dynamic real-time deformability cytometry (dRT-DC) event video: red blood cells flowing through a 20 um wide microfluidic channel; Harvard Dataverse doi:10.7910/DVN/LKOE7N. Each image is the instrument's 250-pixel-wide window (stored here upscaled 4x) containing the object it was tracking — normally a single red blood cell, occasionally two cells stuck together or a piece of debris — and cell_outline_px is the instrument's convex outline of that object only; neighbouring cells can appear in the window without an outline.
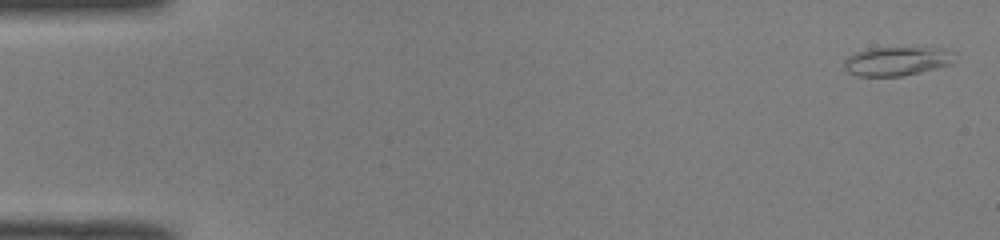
{"species": "common noctule bat (a hibernating species)", "species_latin": "Nyctalus noctula", "temperature_condition": "room temperature", "stored_images_in_passage": 50, "camera_frame_rate_fps": 3000, "um_per_image_px": 0.085, "animal": {"sex": "male", "body_mass_g": 19.0, "forearm_length_mm": 50.8}, "frame": {"image": 1, "passage_image": 2, "time_ms": 0.333, "image_size_px": [1000, 240], "cell_outline_px": [[956, 52], [952, 64], [900, 76], [856, 76], [848, 72], [844, 68], [844, 60], [848, 56], [856, 52], [868, 48], [944, 48]], "centroid_in_image_um": [76.22, 5.19], "position_along_channel_um": 8.8, "area_um2": 18.61}}
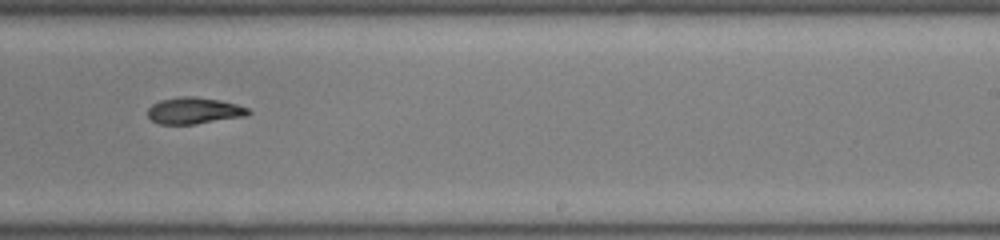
{"frame": {"image": 2, "passage_image": 32, "time_ms": 10.333, "image_size_px": [1000, 240], "cell_outline_px": [[252, 112], [248, 116], [192, 124], [160, 124], [152, 120], [148, 116], [148, 108], [152, 104], [160, 100], [180, 96], [192, 96], [220, 100], [236, 104], [248, 108]], "centroid_in_image_um": [16.51, 9.4], "position_along_channel_um": 272.5, "area_um2": 15.55}}
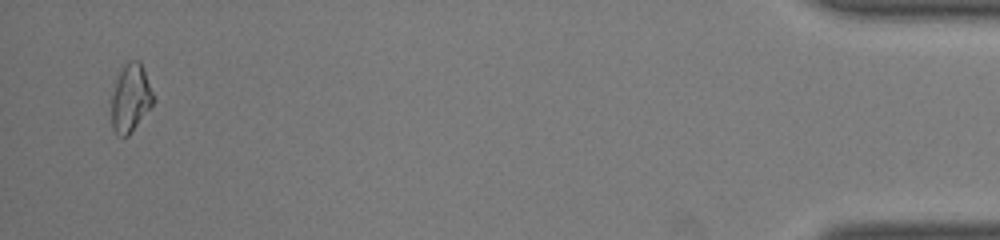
{"frame": {"image": 3, "passage_image": 49, "time_ms": 16.0, "image_size_px": [1000, 240], "cell_outline_px": [[152, 104], [128, 136], [120, 136], [112, 128], [112, 96], [120, 72], [124, 64], [128, 60], [140, 60], [152, 92]], "centroid_in_image_um": [11.08, 8.32], "position_along_channel_um": 424.1, "area_um2": 15.9}, "authors_computed_cell_mechanics": {"area_um2": 16.2418, "velocity_mm_per_s": 4.0981, "shape_relaxation_time_tau1_ms": 4.7575, "shape_relaxation_time_tau2_ms": 4.3277, "deformation_change_tau1": 0.1461, "deformation_change_tau2": 0.1048}}